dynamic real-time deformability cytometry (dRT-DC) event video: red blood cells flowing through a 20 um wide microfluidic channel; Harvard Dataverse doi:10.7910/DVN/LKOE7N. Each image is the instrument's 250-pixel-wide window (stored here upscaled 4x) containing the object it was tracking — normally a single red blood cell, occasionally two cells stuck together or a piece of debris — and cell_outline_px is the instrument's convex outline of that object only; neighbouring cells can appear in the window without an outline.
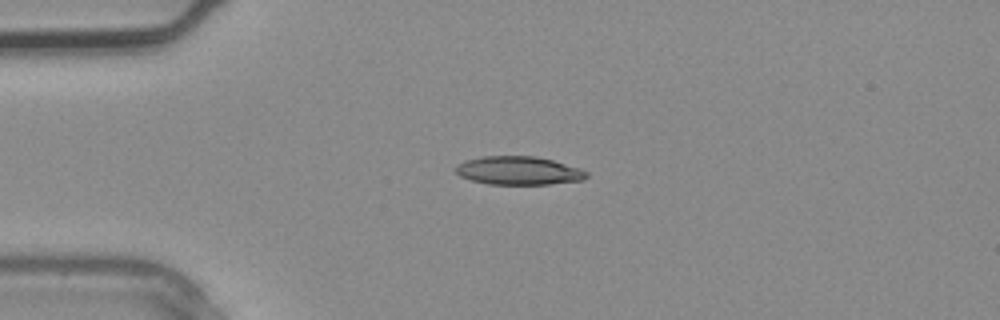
{"species": "common noctule bat (a hibernating species)", "species_latin": "Nyctalus noctula", "temperature_condition": "warm", "stored_images_in_passage": 1, "camera_frame_rate_fps": 3000, "um_per_image_px": 0.085, "animal": {"sex": "male", "body_mass_g": 20.4}, "frame": {"image": 1, "passage_image": 1, "time_ms": 0.0, "image_size_px": [1000, 320], "cell_outline_px": [[588, 176], [584, 180], [548, 184], [488, 184], [472, 180], [460, 176], [452, 168], [456, 164], [464, 160], [480, 156], [536, 156], [552, 160], [580, 168], [588, 172]], "centroid_in_image_um": [44.04, 14.49], "position_along_channel_um": 41.0, "area_um2": 21.85}}